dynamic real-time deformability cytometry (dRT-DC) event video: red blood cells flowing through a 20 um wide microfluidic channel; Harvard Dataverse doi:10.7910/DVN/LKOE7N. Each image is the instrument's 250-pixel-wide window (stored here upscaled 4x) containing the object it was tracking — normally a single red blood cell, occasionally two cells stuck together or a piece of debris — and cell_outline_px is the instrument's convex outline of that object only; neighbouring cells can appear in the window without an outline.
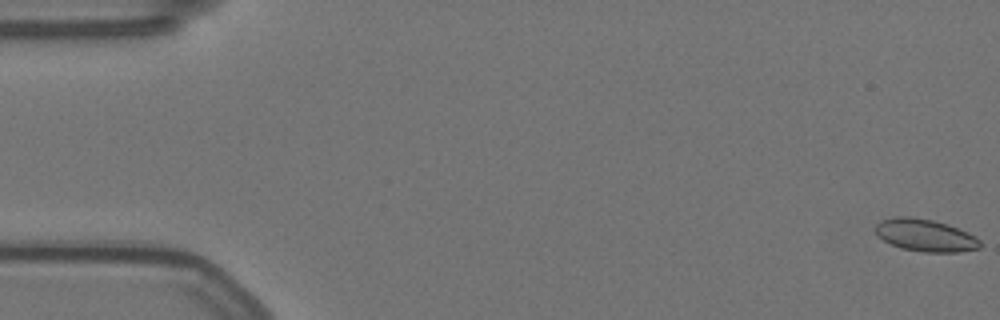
{"species": "Egyptian fruit bat (a non-hibernating species)", "species_latin": "Rousettus aegyptiacus", "temperature_condition": "warm", "stored_images_in_passage": 58, "camera_frame_rate_fps": 3000, "um_per_image_px": 0.085, "animal": {"sex": "female"}, "frame": {"image": 1, "passage_image": 1, "time_ms": 0.0, "image_size_px": [1000, 320], "cell_outline_px": [[980, 248], [960, 252], [924, 252], [900, 248], [876, 236], [872, 228], [876, 224], [884, 220], [896, 216], [912, 216], [932, 220], [948, 224], [968, 232], [976, 236], [980, 240]], "centroid_in_image_um": [78.63, 19.99], "position_along_channel_um": 6.4, "area_um2": 19.94}}
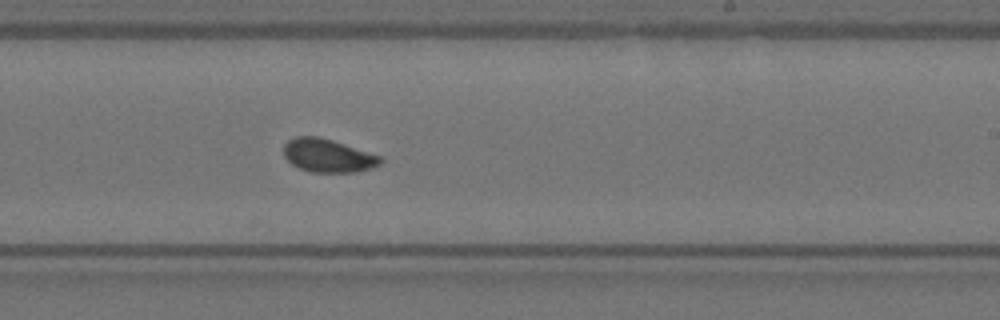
{"frame": {"image": 2, "passage_image": 35, "time_ms": 11.333, "image_size_px": [1000, 320], "cell_outline_px": [[384, 160], [380, 164], [372, 168], [356, 172], [312, 172], [300, 168], [292, 164], [284, 156], [284, 144], [288, 140], [296, 136], [316, 136], [332, 140], [380, 156]], "centroid_in_image_um": [27.87, 13.23], "position_along_channel_um": 261.1, "area_um2": 18.61}}
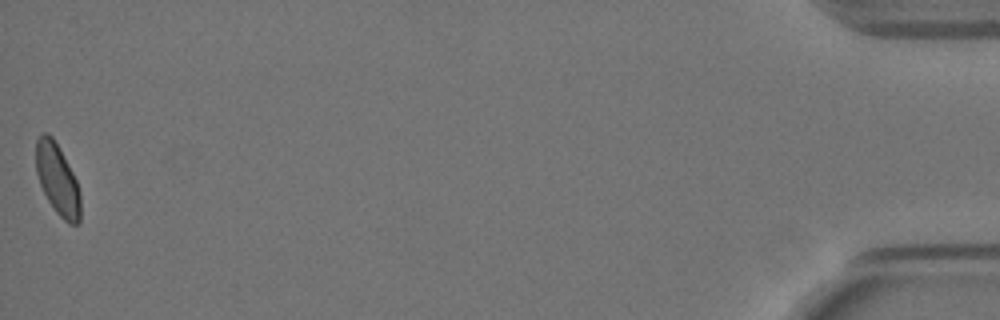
{"frame": {"image": 3, "passage_image": 58, "time_ms": 19.0, "image_size_px": [1000, 320], "cell_outline_px": [[80, 224], [68, 224], [56, 212], [48, 200], [40, 184], [36, 172], [36, 140], [40, 132], [48, 132], [52, 136], [72, 172], [76, 180], [80, 192]], "centroid_in_image_um": [4.88, 15.25], "position_along_channel_um": 430.3, "area_um2": 18.32}, "authors_computed_cell_mechanics": {"area_um2": 18.8717, "velocity_mm_per_s": 3.5138, "shape_relaxation_time_tau1_ms": 3.9991, "shape_relaxation_time_tau2_ms": 0.7369, "deformation_change_tau1": 0.0948, "deformation_change_tau2": 0.0395}}